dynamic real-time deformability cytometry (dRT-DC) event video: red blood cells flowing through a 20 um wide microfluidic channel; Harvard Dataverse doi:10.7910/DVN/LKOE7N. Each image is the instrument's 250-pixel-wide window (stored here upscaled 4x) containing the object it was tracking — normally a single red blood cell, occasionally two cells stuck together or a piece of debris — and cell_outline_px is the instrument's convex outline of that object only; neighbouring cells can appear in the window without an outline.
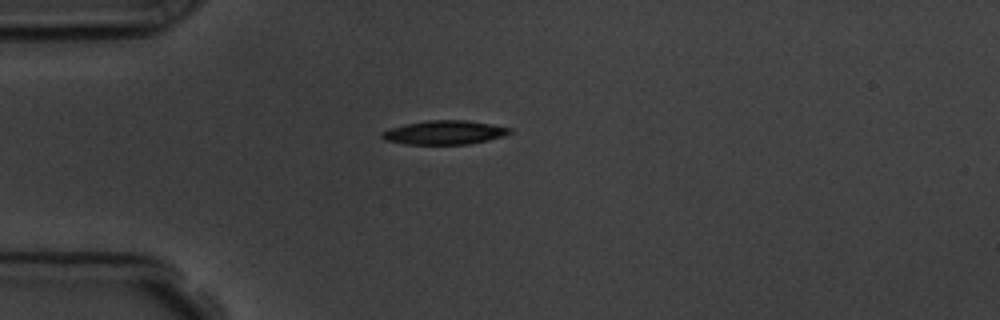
{"species": "common noctule bat (a hibernating species)", "species_latin": "Nyctalus noctula", "temperature_condition": "room temperature", "stored_images_in_passage": 5, "camera_frame_rate_fps": 3000, "um_per_image_px": 0.085, "animal": {"sex": "male", "body_mass_g": 19.5, "forearm_length_mm": 54.6}, "frame": {"image": 1, "passage_image": 5, "time_ms": 4.667, "image_size_px": [1000, 320], "cell_outline_px": [[512, 132], [504, 136], [488, 140], [468, 144], [408, 144], [384, 140], [380, 136], [380, 132], [392, 128], [408, 124], [428, 120], [468, 120], [492, 124], [512, 128]], "centroid_in_image_um": [37.81, 11.26], "position_along_channel_um": 47.2, "area_um2": 17.74}}